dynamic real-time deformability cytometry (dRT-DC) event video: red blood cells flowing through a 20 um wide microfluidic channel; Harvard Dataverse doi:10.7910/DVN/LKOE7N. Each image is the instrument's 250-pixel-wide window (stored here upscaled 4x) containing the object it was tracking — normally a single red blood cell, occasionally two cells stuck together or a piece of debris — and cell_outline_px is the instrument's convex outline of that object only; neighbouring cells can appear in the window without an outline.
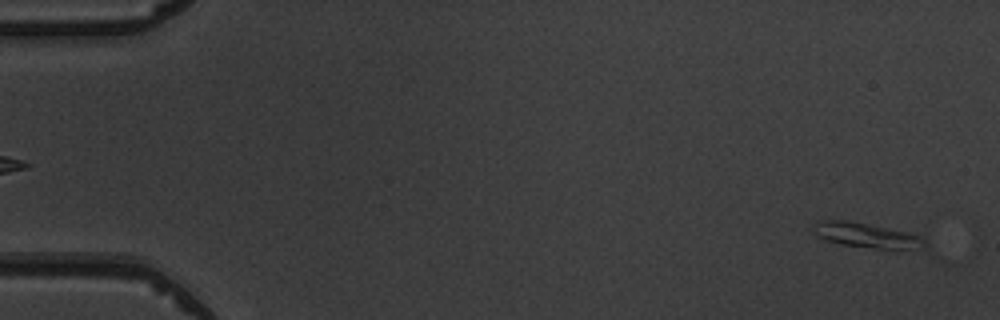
{"species": "common noctule bat (a hibernating species)", "species_latin": "Nyctalus noctula", "temperature_condition": "warm", "stored_images_in_passage": 6, "camera_frame_rate_fps": 3000, "um_per_image_px": 0.085, "animal": {"sex": "male", "body_mass_g": 19.5, "forearm_length_mm": 54.6}, "frame": {"image": 1, "passage_image": 6, "time_ms": 6.0, "image_size_px": [1000, 320], "cell_outline_px": [[928, 248], [876, 248], [844, 244], [828, 240], [816, 236], [812, 232], [812, 228], [816, 220], [848, 220], [924, 232], [928, 240]], "centroid_in_image_um": [73.86, 19.95], "position_along_channel_um": 11.1, "area_um2": 17.17}}